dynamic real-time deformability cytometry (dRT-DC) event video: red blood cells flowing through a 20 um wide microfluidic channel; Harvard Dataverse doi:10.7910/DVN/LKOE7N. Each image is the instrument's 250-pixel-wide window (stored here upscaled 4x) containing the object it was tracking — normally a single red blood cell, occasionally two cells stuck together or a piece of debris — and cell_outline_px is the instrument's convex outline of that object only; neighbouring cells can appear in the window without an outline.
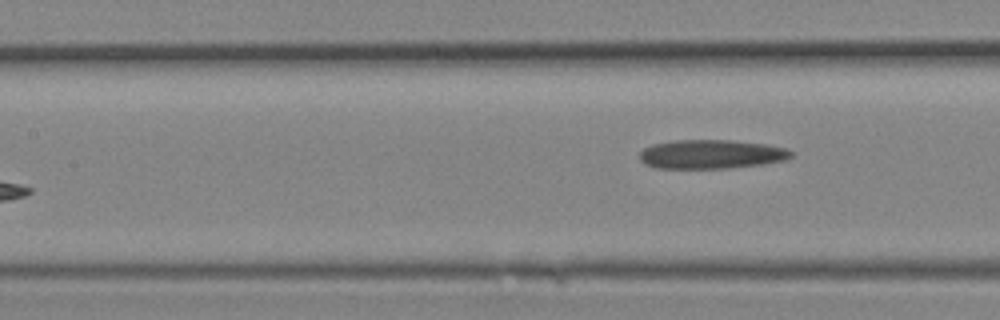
{"species": "Egyptian fruit bat (a non-hibernating species)", "species_latin": "Rousettus aegyptiacus", "temperature_condition": "room temperature", "stored_images_in_passage": 8, "segment_of_instrument_passage": [2, 2], "camera_frame_rate_fps": 3000, "um_per_image_px": 0.085, "animal": {"sex": "female"}, "frame": {"image": 1, "passage_image": 8, "time_ms": 2.333, "image_size_px": [1000, 320], "cell_outline_px": [[792, 156], [788, 160], [764, 164], [728, 168], [656, 168], [644, 164], [640, 160], [640, 152], [644, 148], [652, 144], [676, 140], [728, 140], [764, 144], [784, 148], [792, 152]], "centroid_in_image_um": [60.44, 13.11], "position_along_channel_um": 147.0, "area_um2": 25.61}}